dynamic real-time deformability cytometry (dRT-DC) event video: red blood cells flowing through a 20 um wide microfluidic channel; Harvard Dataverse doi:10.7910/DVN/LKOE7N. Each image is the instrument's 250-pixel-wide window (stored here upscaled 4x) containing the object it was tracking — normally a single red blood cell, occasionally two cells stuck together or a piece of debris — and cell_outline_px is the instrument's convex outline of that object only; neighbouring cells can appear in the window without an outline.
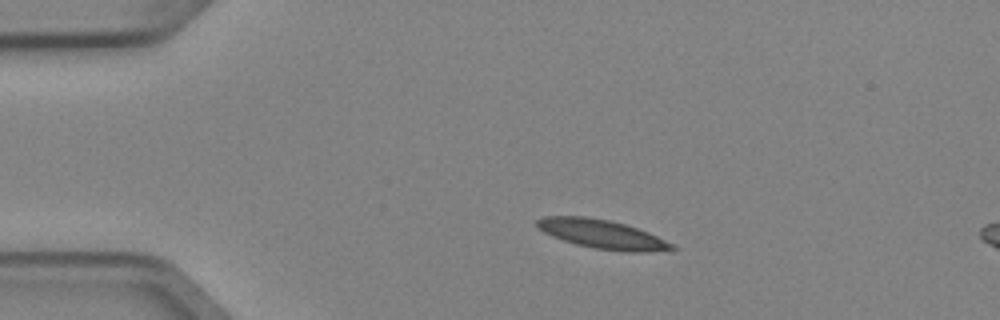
{"species": "Egyptian fruit bat (a non-hibernating species)", "species_latin": "Rousettus aegyptiacus", "temperature_condition": "cold", "stored_images_in_passage": 3, "camera_frame_rate_fps": 3000, "um_per_image_px": 0.085, "animal": {"sex": "female"}, "frame": {"image": 1, "passage_image": 1, "time_ms": 0.0, "image_size_px": [1000, 320], "cell_outline_px": [[676, 248], [644, 252], [632, 252], [596, 248], [576, 244], [552, 236], [544, 232], [536, 224], [536, 220], [544, 216], [584, 216], [608, 220], [624, 224], [648, 232], [672, 244]], "centroid_in_image_um": [51.13, 19.89], "position_along_channel_um": 33.9, "area_um2": 22.14}}